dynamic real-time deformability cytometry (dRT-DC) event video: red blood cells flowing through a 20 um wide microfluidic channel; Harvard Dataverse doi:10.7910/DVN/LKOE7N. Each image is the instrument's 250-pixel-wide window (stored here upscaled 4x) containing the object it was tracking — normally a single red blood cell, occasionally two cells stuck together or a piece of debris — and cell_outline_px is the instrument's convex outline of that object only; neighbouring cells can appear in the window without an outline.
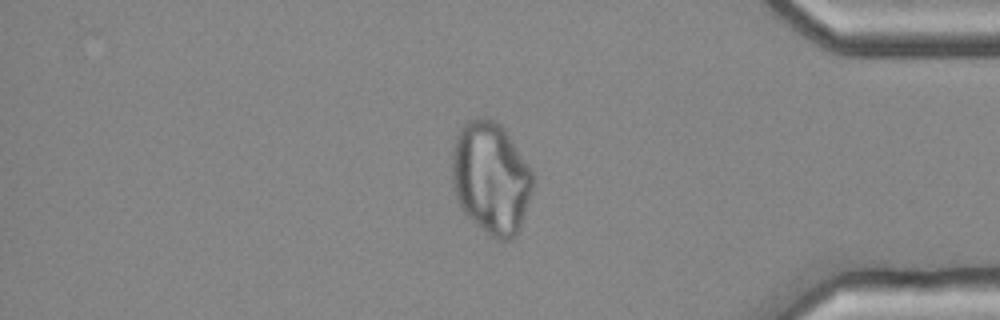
{"species": "common noctule bat (a hibernating species)", "species_latin": "Nyctalus noctula", "temperature_condition": "cold", "stored_images_in_passage": 54, "camera_frame_rate_fps": 3000, "um_per_image_px": 0.085, "animal": {"sex": "female", "body_mass_g": 25.1}, "frame": {"image": 1, "passage_image": 46, "time_ms": 15.0, "image_size_px": [1000, 320], "cell_outline_px": [[536, 180], [520, 228], [512, 240], [500, 240], [492, 236], [476, 224], [464, 212], [456, 200], [452, 184], [452, 148], [456, 136], [460, 128], [468, 120], [476, 116], [480, 116], [496, 120], [504, 128], [528, 164]], "centroid_in_image_um": [41.73, 15.1], "position_along_channel_um": 393.5, "area_um2": 53.29}}